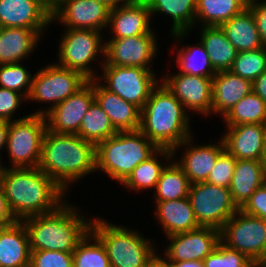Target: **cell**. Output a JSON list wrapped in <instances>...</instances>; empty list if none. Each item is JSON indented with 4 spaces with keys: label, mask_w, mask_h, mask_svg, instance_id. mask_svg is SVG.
<instances>
[{
    "label": "cell",
    "mask_w": 266,
    "mask_h": 267,
    "mask_svg": "<svg viewBox=\"0 0 266 267\" xmlns=\"http://www.w3.org/2000/svg\"><path fill=\"white\" fill-rule=\"evenodd\" d=\"M252 92V82L230 70L217 72L212 78V114L224 117L234 105Z\"/></svg>",
    "instance_id": "603a6c76"
},
{
    "label": "cell",
    "mask_w": 266,
    "mask_h": 267,
    "mask_svg": "<svg viewBox=\"0 0 266 267\" xmlns=\"http://www.w3.org/2000/svg\"><path fill=\"white\" fill-rule=\"evenodd\" d=\"M203 263L204 267H251L254 264L245 254L229 248L221 241Z\"/></svg>",
    "instance_id": "ab89813d"
},
{
    "label": "cell",
    "mask_w": 266,
    "mask_h": 267,
    "mask_svg": "<svg viewBox=\"0 0 266 267\" xmlns=\"http://www.w3.org/2000/svg\"><path fill=\"white\" fill-rule=\"evenodd\" d=\"M40 37L32 29L0 27V65L21 63L37 47Z\"/></svg>",
    "instance_id": "4316f807"
},
{
    "label": "cell",
    "mask_w": 266,
    "mask_h": 267,
    "mask_svg": "<svg viewBox=\"0 0 266 267\" xmlns=\"http://www.w3.org/2000/svg\"><path fill=\"white\" fill-rule=\"evenodd\" d=\"M191 182L183 169L172 159L162 170L154 192L155 201L179 200L188 197Z\"/></svg>",
    "instance_id": "d6a6232c"
},
{
    "label": "cell",
    "mask_w": 266,
    "mask_h": 267,
    "mask_svg": "<svg viewBox=\"0 0 266 267\" xmlns=\"http://www.w3.org/2000/svg\"><path fill=\"white\" fill-rule=\"evenodd\" d=\"M151 30L147 34L127 38H111L105 42L102 64L133 66L151 70V62L157 53V39ZM104 62V63H103Z\"/></svg>",
    "instance_id": "4fadbf2b"
},
{
    "label": "cell",
    "mask_w": 266,
    "mask_h": 267,
    "mask_svg": "<svg viewBox=\"0 0 266 267\" xmlns=\"http://www.w3.org/2000/svg\"><path fill=\"white\" fill-rule=\"evenodd\" d=\"M90 230L104 245L111 267H150L159 257L154 244L137 231L93 218Z\"/></svg>",
    "instance_id": "8992f818"
},
{
    "label": "cell",
    "mask_w": 266,
    "mask_h": 267,
    "mask_svg": "<svg viewBox=\"0 0 266 267\" xmlns=\"http://www.w3.org/2000/svg\"><path fill=\"white\" fill-rule=\"evenodd\" d=\"M46 130V118L40 114L9 122L6 149L11 157V168L38 167Z\"/></svg>",
    "instance_id": "52a82bcc"
},
{
    "label": "cell",
    "mask_w": 266,
    "mask_h": 267,
    "mask_svg": "<svg viewBox=\"0 0 266 267\" xmlns=\"http://www.w3.org/2000/svg\"><path fill=\"white\" fill-rule=\"evenodd\" d=\"M158 156H162L164 160L171 161L174 158L173 151L168 148H159L146 161L141 162L132 171L129 177L122 183L128 189L142 191L144 189H155L162 170L166 164H161Z\"/></svg>",
    "instance_id": "1f68e13d"
},
{
    "label": "cell",
    "mask_w": 266,
    "mask_h": 267,
    "mask_svg": "<svg viewBox=\"0 0 266 267\" xmlns=\"http://www.w3.org/2000/svg\"><path fill=\"white\" fill-rule=\"evenodd\" d=\"M21 63L0 65V87L16 91L27 99L33 75Z\"/></svg>",
    "instance_id": "f35d334b"
},
{
    "label": "cell",
    "mask_w": 266,
    "mask_h": 267,
    "mask_svg": "<svg viewBox=\"0 0 266 267\" xmlns=\"http://www.w3.org/2000/svg\"><path fill=\"white\" fill-rule=\"evenodd\" d=\"M192 139L190 136L172 150L173 155H176L178 148L186 147L180 161L175 162L183 169L191 184L206 182L218 156L225 150L224 143L221 138L217 145L214 143L193 146Z\"/></svg>",
    "instance_id": "d6986e66"
},
{
    "label": "cell",
    "mask_w": 266,
    "mask_h": 267,
    "mask_svg": "<svg viewBox=\"0 0 266 267\" xmlns=\"http://www.w3.org/2000/svg\"><path fill=\"white\" fill-rule=\"evenodd\" d=\"M163 267H170V266L163 261Z\"/></svg>",
    "instance_id": "680465c9"
},
{
    "label": "cell",
    "mask_w": 266,
    "mask_h": 267,
    "mask_svg": "<svg viewBox=\"0 0 266 267\" xmlns=\"http://www.w3.org/2000/svg\"><path fill=\"white\" fill-rule=\"evenodd\" d=\"M72 254L73 267H111L104 245L91 230L78 242Z\"/></svg>",
    "instance_id": "d590c367"
},
{
    "label": "cell",
    "mask_w": 266,
    "mask_h": 267,
    "mask_svg": "<svg viewBox=\"0 0 266 267\" xmlns=\"http://www.w3.org/2000/svg\"><path fill=\"white\" fill-rule=\"evenodd\" d=\"M151 14L145 0H135L110 10L108 25L111 38H127L151 31Z\"/></svg>",
    "instance_id": "ffe728a7"
},
{
    "label": "cell",
    "mask_w": 266,
    "mask_h": 267,
    "mask_svg": "<svg viewBox=\"0 0 266 267\" xmlns=\"http://www.w3.org/2000/svg\"><path fill=\"white\" fill-rule=\"evenodd\" d=\"M52 24L51 12L38 0H0V27H19L40 35Z\"/></svg>",
    "instance_id": "ac0fdd59"
},
{
    "label": "cell",
    "mask_w": 266,
    "mask_h": 267,
    "mask_svg": "<svg viewBox=\"0 0 266 267\" xmlns=\"http://www.w3.org/2000/svg\"><path fill=\"white\" fill-rule=\"evenodd\" d=\"M101 65L103 75H97L99 80H103L100 84L140 110L149 99L152 90L159 85L152 70L133 66Z\"/></svg>",
    "instance_id": "30bf717a"
},
{
    "label": "cell",
    "mask_w": 266,
    "mask_h": 267,
    "mask_svg": "<svg viewBox=\"0 0 266 267\" xmlns=\"http://www.w3.org/2000/svg\"><path fill=\"white\" fill-rule=\"evenodd\" d=\"M223 119L226 126L265 124L266 103L252 91L234 105Z\"/></svg>",
    "instance_id": "e575fe53"
},
{
    "label": "cell",
    "mask_w": 266,
    "mask_h": 267,
    "mask_svg": "<svg viewBox=\"0 0 266 267\" xmlns=\"http://www.w3.org/2000/svg\"><path fill=\"white\" fill-rule=\"evenodd\" d=\"M221 137L225 150L236 160H261L264 149V124L226 126Z\"/></svg>",
    "instance_id": "44dd1931"
},
{
    "label": "cell",
    "mask_w": 266,
    "mask_h": 267,
    "mask_svg": "<svg viewBox=\"0 0 266 267\" xmlns=\"http://www.w3.org/2000/svg\"><path fill=\"white\" fill-rule=\"evenodd\" d=\"M150 267H163V261L160 256L155 260V262Z\"/></svg>",
    "instance_id": "db71d44e"
},
{
    "label": "cell",
    "mask_w": 266,
    "mask_h": 267,
    "mask_svg": "<svg viewBox=\"0 0 266 267\" xmlns=\"http://www.w3.org/2000/svg\"><path fill=\"white\" fill-rule=\"evenodd\" d=\"M29 267H73V254L54 250H31Z\"/></svg>",
    "instance_id": "b9f144b4"
},
{
    "label": "cell",
    "mask_w": 266,
    "mask_h": 267,
    "mask_svg": "<svg viewBox=\"0 0 266 267\" xmlns=\"http://www.w3.org/2000/svg\"><path fill=\"white\" fill-rule=\"evenodd\" d=\"M187 112L182 103L159 82L141 109L139 130L158 148L173 150L192 136Z\"/></svg>",
    "instance_id": "3957f363"
},
{
    "label": "cell",
    "mask_w": 266,
    "mask_h": 267,
    "mask_svg": "<svg viewBox=\"0 0 266 267\" xmlns=\"http://www.w3.org/2000/svg\"><path fill=\"white\" fill-rule=\"evenodd\" d=\"M220 241L260 263L266 256V221L238 209L220 229Z\"/></svg>",
    "instance_id": "8fae6325"
},
{
    "label": "cell",
    "mask_w": 266,
    "mask_h": 267,
    "mask_svg": "<svg viewBox=\"0 0 266 267\" xmlns=\"http://www.w3.org/2000/svg\"><path fill=\"white\" fill-rule=\"evenodd\" d=\"M149 6L151 17L155 13H163L173 20L172 37L181 41L187 37L190 28L195 25L197 0H145ZM187 34V35H186Z\"/></svg>",
    "instance_id": "83f0119b"
},
{
    "label": "cell",
    "mask_w": 266,
    "mask_h": 267,
    "mask_svg": "<svg viewBox=\"0 0 266 267\" xmlns=\"http://www.w3.org/2000/svg\"><path fill=\"white\" fill-rule=\"evenodd\" d=\"M251 267H263L260 263H254Z\"/></svg>",
    "instance_id": "6f0895ef"
},
{
    "label": "cell",
    "mask_w": 266,
    "mask_h": 267,
    "mask_svg": "<svg viewBox=\"0 0 266 267\" xmlns=\"http://www.w3.org/2000/svg\"><path fill=\"white\" fill-rule=\"evenodd\" d=\"M200 42L203 44L216 72L230 70L238 51L220 26H203Z\"/></svg>",
    "instance_id": "f546056e"
},
{
    "label": "cell",
    "mask_w": 266,
    "mask_h": 267,
    "mask_svg": "<svg viewBox=\"0 0 266 267\" xmlns=\"http://www.w3.org/2000/svg\"><path fill=\"white\" fill-rule=\"evenodd\" d=\"M93 90L95 101L108 115L118 132L140 128L141 110L137 106L105 89L99 79H93Z\"/></svg>",
    "instance_id": "7402d4cb"
},
{
    "label": "cell",
    "mask_w": 266,
    "mask_h": 267,
    "mask_svg": "<svg viewBox=\"0 0 266 267\" xmlns=\"http://www.w3.org/2000/svg\"><path fill=\"white\" fill-rule=\"evenodd\" d=\"M236 165V159L224 150L217 158L214 168L209 173L206 182L229 188Z\"/></svg>",
    "instance_id": "60d3db41"
},
{
    "label": "cell",
    "mask_w": 266,
    "mask_h": 267,
    "mask_svg": "<svg viewBox=\"0 0 266 267\" xmlns=\"http://www.w3.org/2000/svg\"><path fill=\"white\" fill-rule=\"evenodd\" d=\"M0 161H1V159H0ZM5 168L6 167H4L3 164L1 165V162H0V185H1V181H2V178H3V173H4Z\"/></svg>",
    "instance_id": "11a10c76"
},
{
    "label": "cell",
    "mask_w": 266,
    "mask_h": 267,
    "mask_svg": "<svg viewBox=\"0 0 266 267\" xmlns=\"http://www.w3.org/2000/svg\"><path fill=\"white\" fill-rule=\"evenodd\" d=\"M88 81L80 72L57 64L41 68L32 79L27 101L52 103L48 109H39L32 114L45 115L51 108L66 100Z\"/></svg>",
    "instance_id": "ba28073f"
},
{
    "label": "cell",
    "mask_w": 266,
    "mask_h": 267,
    "mask_svg": "<svg viewBox=\"0 0 266 267\" xmlns=\"http://www.w3.org/2000/svg\"><path fill=\"white\" fill-rule=\"evenodd\" d=\"M158 149L139 129L119 131L96 145V171L101 169L122 184L137 165Z\"/></svg>",
    "instance_id": "5b68a950"
},
{
    "label": "cell",
    "mask_w": 266,
    "mask_h": 267,
    "mask_svg": "<svg viewBox=\"0 0 266 267\" xmlns=\"http://www.w3.org/2000/svg\"><path fill=\"white\" fill-rule=\"evenodd\" d=\"M8 130L9 122L0 121V150L5 148V146L7 145Z\"/></svg>",
    "instance_id": "681fc988"
},
{
    "label": "cell",
    "mask_w": 266,
    "mask_h": 267,
    "mask_svg": "<svg viewBox=\"0 0 266 267\" xmlns=\"http://www.w3.org/2000/svg\"><path fill=\"white\" fill-rule=\"evenodd\" d=\"M212 78L174 73L165 75L162 83L182 103L185 110L208 116L212 113Z\"/></svg>",
    "instance_id": "2e32d148"
},
{
    "label": "cell",
    "mask_w": 266,
    "mask_h": 267,
    "mask_svg": "<svg viewBox=\"0 0 266 267\" xmlns=\"http://www.w3.org/2000/svg\"><path fill=\"white\" fill-rule=\"evenodd\" d=\"M247 7L253 14L261 42L266 47V1L250 0Z\"/></svg>",
    "instance_id": "f6af8a7d"
},
{
    "label": "cell",
    "mask_w": 266,
    "mask_h": 267,
    "mask_svg": "<svg viewBox=\"0 0 266 267\" xmlns=\"http://www.w3.org/2000/svg\"><path fill=\"white\" fill-rule=\"evenodd\" d=\"M263 138H264V149H263L262 162H263L265 169H266V123L264 124Z\"/></svg>",
    "instance_id": "f5cc1de1"
},
{
    "label": "cell",
    "mask_w": 266,
    "mask_h": 267,
    "mask_svg": "<svg viewBox=\"0 0 266 267\" xmlns=\"http://www.w3.org/2000/svg\"><path fill=\"white\" fill-rule=\"evenodd\" d=\"M266 70V47L238 52L230 71L253 82Z\"/></svg>",
    "instance_id": "74e56055"
},
{
    "label": "cell",
    "mask_w": 266,
    "mask_h": 267,
    "mask_svg": "<svg viewBox=\"0 0 266 267\" xmlns=\"http://www.w3.org/2000/svg\"><path fill=\"white\" fill-rule=\"evenodd\" d=\"M167 238L171 243L163 252L166 258L160 257L162 261H203L219 244L220 230L201 226L196 230L169 235Z\"/></svg>",
    "instance_id": "5bb4252c"
},
{
    "label": "cell",
    "mask_w": 266,
    "mask_h": 267,
    "mask_svg": "<svg viewBox=\"0 0 266 267\" xmlns=\"http://www.w3.org/2000/svg\"><path fill=\"white\" fill-rule=\"evenodd\" d=\"M110 10L108 6L95 0H61L59 6L51 13V20L60 21L70 29L102 32L108 27Z\"/></svg>",
    "instance_id": "e0dca14e"
},
{
    "label": "cell",
    "mask_w": 266,
    "mask_h": 267,
    "mask_svg": "<svg viewBox=\"0 0 266 267\" xmlns=\"http://www.w3.org/2000/svg\"><path fill=\"white\" fill-rule=\"evenodd\" d=\"M94 101L93 79H91L44 115L47 130L55 133L77 134L84 115Z\"/></svg>",
    "instance_id": "9a60e30c"
},
{
    "label": "cell",
    "mask_w": 266,
    "mask_h": 267,
    "mask_svg": "<svg viewBox=\"0 0 266 267\" xmlns=\"http://www.w3.org/2000/svg\"><path fill=\"white\" fill-rule=\"evenodd\" d=\"M38 168L67 192L70 183L96 171V146L77 134L46 130Z\"/></svg>",
    "instance_id": "7a4b0ae2"
},
{
    "label": "cell",
    "mask_w": 266,
    "mask_h": 267,
    "mask_svg": "<svg viewBox=\"0 0 266 267\" xmlns=\"http://www.w3.org/2000/svg\"><path fill=\"white\" fill-rule=\"evenodd\" d=\"M252 91L266 103V70L252 82Z\"/></svg>",
    "instance_id": "7dc6e473"
},
{
    "label": "cell",
    "mask_w": 266,
    "mask_h": 267,
    "mask_svg": "<svg viewBox=\"0 0 266 267\" xmlns=\"http://www.w3.org/2000/svg\"><path fill=\"white\" fill-rule=\"evenodd\" d=\"M117 132L108 115L94 101L84 115L77 135L96 146L105 139L114 136Z\"/></svg>",
    "instance_id": "836d02e7"
},
{
    "label": "cell",
    "mask_w": 266,
    "mask_h": 267,
    "mask_svg": "<svg viewBox=\"0 0 266 267\" xmlns=\"http://www.w3.org/2000/svg\"><path fill=\"white\" fill-rule=\"evenodd\" d=\"M188 198L196 220L202 227L220 230L238 210L229 188L208 182L191 184Z\"/></svg>",
    "instance_id": "7c38bea8"
},
{
    "label": "cell",
    "mask_w": 266,
    "mask_h": 267,
    "mask_svg": "<svg viewBox=\"0 0 266 267\" xmlns=\"http://www.w3.org/2000/svg\"><path fill=\"white\" fill-rule=\"evenodd\" d=\"M51 13L59 6L61 0H38Z\"/></svg>",
    "instance_id": "816d5d0a"
},
{
    "label": "cell",
    "mask_w": 266,
    "mask_h": 267,
    "mask_svg": "<svg viewBox=\"0 0 266 267\" xmlns=\"http://www.w3.org/2000/svg\"><path fill=\"white\" fill-rule=\"evenodd\" d=\"M186 47L183 45L182 49L177 51L178 56L176 60L181 71L179 73L202 77H213L217 73L201 42L196 46L191 45L190 47L186 45Z\"/></svg>",
    "instance_id": "8d00e7d4"
},
{
    "label": "cell",
    "mask_w": 266,
    "mask_h": 267,
    "mask_svg": "<svg viewBox=\"0 0 266 267\" xmlns=\"http://www.w3.org/2000/svg\"><path fill=\"white\" fill-rule=\"evenodd\" d=\"M156 220L166 236L196 230L201 226L196 220L188 197L179 200L155 201Z\"/></svg>",
    "instance_id": "484cf974"
},
{
    "label": "cell",
    "mask_w": 266,
    "mask_h": 267,
    "mask_svg": "<svg viewBox=\"0 0 266 267\" xmlns=\"http://www.w3.org/2000/svg\"><path fill=\"white\" fill-rule=\"evenodd\" d=\"M95 1L100 2V3L108 6L110 9H113L114 7L129 3V2H133L135 0H95Z\"/></svg>",
    "instance_id": "f907efd6"
},
{
    "label": "cell",
    "mask_w": 266,
    "mask_h": 267,
    "mask_svg": "<svg viewBox=\"0 0 266 267\" xmlns=\"http://www.w3.org/2000/svg\"><path fill=\"white\" fill-rule=\"evenodd\" d=\"M30 254L29 236L22 221L0 228V267H29Z\"/></svg>",
    "instance_id": "cb8c5ba5"
},
{
    "label": "cell",
    "mask_w": 266,
    "mask_h": 267,
    "mask_svg": "<svg viewBox=\"0 0 266 267\" xmlns=\"http://www.w3.org/2000/svg\"><path fill=\"white\" fill-rule=\"evenodd\" d=\"M241 210L266 221V182L251 195Z\"/></svg>",
    "instance_id": "ee69618b"
},
{
    "label": "cell",
    "mask_w": 266,
    "mask_h": 267,
    "mask_svg": "<svg viewBox=\"0 0 266 267\" xmlns=\"http://www.w3.org/2000/svg\"><path fill=\"white\" fill-rule=\"evenodd\" d=\"M260 264H261L263 267H266V256H265V258L260 262Z\"/></svg>",
    "instance_id": "9f6ffc18"
},
{
    "label": "cell",
    "mask_w": 266,
    "mask_h": 267,
    "mask_svg": "<svg viewBox=\"0 0 266 267\" xmlns=\"http://www.w3.org/2000/svg\"><path fill=\"white\" fill-rule=\"evenodd\" d=\"M170 267H204L203 261L198 260H188L180 262H165Z\"/></svg>",
    "instance_id": "c3c4849f"
},
{
    "label": "cell",
    "mask_w": 266,
    "mask_h": 267,
    "mask_svg": "<svg viewBox=\"0 0 266 267\" xmlns=\"http://www.w3.org/2000/svg\"><path fill=\"white\" fill-rule=\"evenodd\" d=\"M16 222L17 220L8 206L4 191L0 185V228L9 226Z\"/></svg>",
    "instance_id": "bcb514c9"
},
{
    "label": "cell",
    "mask_w": 266,
    "mask_h": 267,
    "mask_svg": "<svg viewBox=\"0 0 266 267\" xmlns=\"http://www.w3.org/2000/svg\"><path fill=\"white\" fill-rule=\"evenodd\" d=\"M220 27L238 52L264 47L253 14L248 7L222 23Z\"/></svg>",
    "instance_id": "f1b7e54d"
},
{
    "label": "cell",
    "mask_w": 266,
    "mask_h": 267,
    "mask_svg": "<svg viewBox=\"0 0 266 267\" xmlns=\"http://www.w3.org/2000/svg\"><path fill=\"white\" fill-rule=\"evenodd\" d=\"M248 6V0H197L195 25L220 26ZM202 21V22H201Z\"/></svg>",
    "instance_id": "4dcf8cb0"
},
{
    "label": "cell",
    "mask_w": 266,
    "mask_h": 267,
    "mask_svg": "<svg viewBox=\"0 0 266 267\" xmlns=\"http://www.w3.org/2000/svg\"><path fill=\"white\" fill-rule=\"evenodd\" d=\"M265 182L266 169L261 160H236L229 186L233 203L241 209Z\"/></svg>",
    "instance_id": "d4e9b609"
},
{
    "label": "cell",
    "mask_w": 266,
    "mask_h": 267,
    "mask_svg": "<svg viewBox=\"0 0 266 267\" xmlns=\"http://www.w3.org/2000/svg\"><path fill=\"white\" fill-rule=\"evenodd\" d=\"M67 29L60 40L57 65L78 71L88 80L97 79L96 73L89 64L92 60L94 62L99 54L104 57L103 32L90 29Z\"/></svg>",
    "instance_id": "9c48e42d"
},
{
    "label": "cell",
    "mask_w": 266,
    "mask_h": 267,
    "mask_svg": "<svg viewBox=\"0 0 266 267\" xmlns=\"http://www.w3.org/2000/svg\"><path fill=\"white\" fill-rule=\"evenodd\" d=\"M22 100H25L22 94L0 87V121L10 122Z\"/></svg>",
    "instance_id": "7bdbcfd3"
},
{
    "label": "cell",
    "mask_w": 266,
    "mask_h": 267,
    "mask_svg": "<svg viewBox=\"0 0 266 267\" xmlns=\"http://www.w3.org/2000/svg\"><path fill=\"white\" fill-rule=\"evenodd\" d=\"M1 187L17 221L52 212L65 202L66 192L38 167H6Z\"/></svg>",
    "instance_id": "6da1fadb"
},
{
    "label": "cell",
    "mask_w": 266,
    "mask_h": 267,
    "mask_svg": "<svg viewBox=\"0 0 266 267\" xmlns=\"http://www.w3.org/2000/svg\"><path fill=\"white\" fill-rule=\"evenodd\" d=\"M67 201L52 212L22 220L26 226L30 250L73 252L78 242L90 230L91 221L80 216Z\"/></svg>",
    "instance_id": "277c9868"
}]
</instances>
